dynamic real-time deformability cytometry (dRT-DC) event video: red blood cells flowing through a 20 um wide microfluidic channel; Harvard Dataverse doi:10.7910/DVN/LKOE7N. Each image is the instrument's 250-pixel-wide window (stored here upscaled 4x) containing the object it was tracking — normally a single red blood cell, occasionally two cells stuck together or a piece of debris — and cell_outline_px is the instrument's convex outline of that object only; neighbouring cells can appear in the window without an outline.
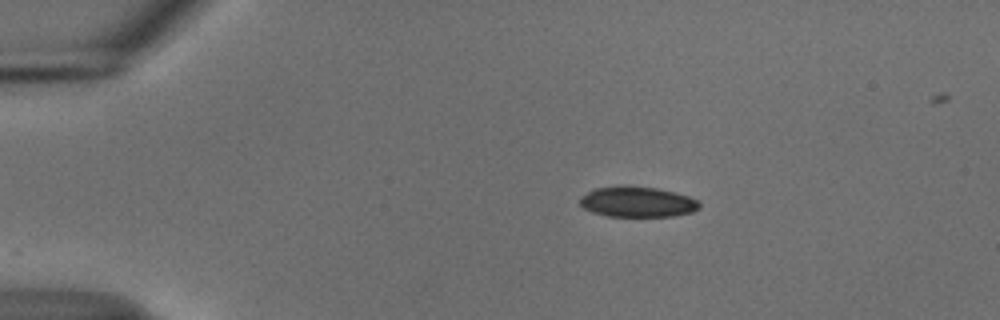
{"species": "common noctule bat (a hibernating species)", "species_latin": "Nyctalus noctula", "temperature_condition": "cold", "stored_images_in_passage": 43, "camera_frame_rate_fps": 3000, "um_per_image_px": 0.085, "animal": {"sex": "male", "body_mass_g": 18.8}, "frame": {"image": 1, "passage_image": 1, "time_ms": 0.0, "image_size_px": [1000, 320], "cell_outline_px": [[700, 208], [692, 212], [672, 216], [608, 216], [592, 212], [584, 208], [580, 204], [580, 196], [596, 188], [624, 184], [628, 184], [656, 188], [676, 192], [688, 196], [696, 200], [700, 204]], "centroid_in_image_um": [54.16, 17.14], "position_along_channel_um": 30.8, "area_um2": 21.44}}
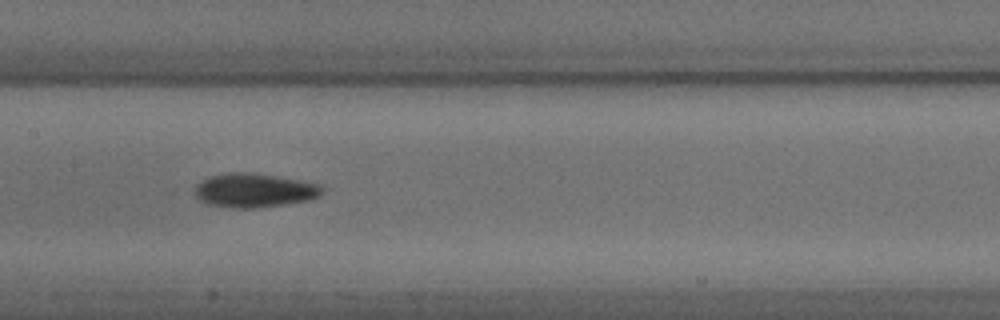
{"frame": {"image": 2, "passage_image": 18, "time_ms": 5.667, "image_size_px": [1000, 320], "cell_outline_px": [[324, 192], [320, 196], [312, 200], [284, 204], [252, 208], [228, 208], [208, 204], [200, 200], [196, 196], [196, 184], [208, 176], [228, 172], [252, 172], [300, 180], [320, 184], [324, 188]], "centroid_in_image_um": [21.64, 16.17], "position_along_channel_um": 185.8, "area_um2": 25.49}}
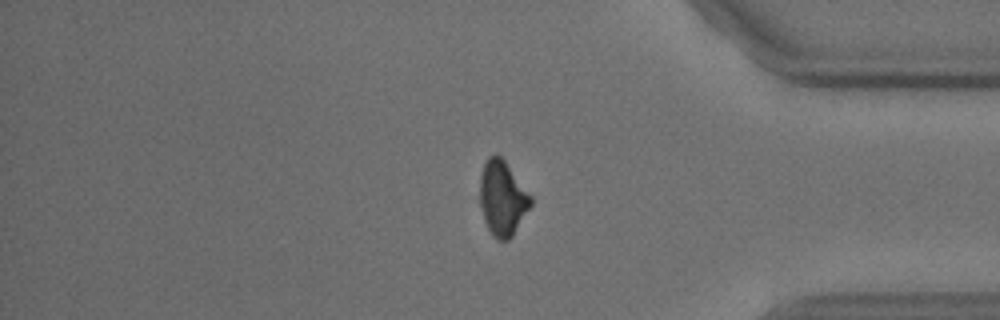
{"frame": {"image": 3, "passage_image": 36, "time_ms": 11.667, "image_size_px": [1000, 320], "cell_outline_px": [[532, 204], [512, 236], [508, 240], [496, 240], [492, 236], [484, 220], [480, 204], [480, 176], [484, 164], [488, 156], [496, 152], [504, 160], [532, 196]], "centroid_in_image_um": [42.7, 16.84], "position_along_channel_um": 392.5, "area_um2": 22.2}}